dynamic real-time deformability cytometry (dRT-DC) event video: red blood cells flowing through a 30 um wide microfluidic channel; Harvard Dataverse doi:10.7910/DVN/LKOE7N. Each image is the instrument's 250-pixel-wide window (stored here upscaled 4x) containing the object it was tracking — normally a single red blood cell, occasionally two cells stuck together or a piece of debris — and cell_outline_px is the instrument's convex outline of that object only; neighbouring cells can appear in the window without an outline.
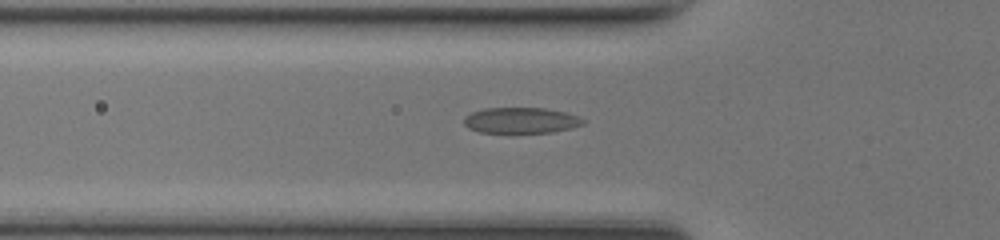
{"species": "common noctule bat (a hibernating species)", "species_latin": "Nyctalus noctula", "temperature_condition": "room temperature", "stored_images_in_passage": 31, "camera_frame_rate_fps": 3000, "um_per_image_px": 0.085, "animal": {"sex": "female", "body_mass_g": 17.0, "forearm_length_mm": 48.0}, "frame": {"image": 1, "passage_image": 5, "time_ms": 1.333, "image_size_px": [1000, 240], "cell_outline_px": [[584, 124], [572, 128], [552, 132], [512, 136], [508, 136], [480, 132], [468, 128], [464, 124], [464, 116], [472, 112], [484, 108], [544, 108], [564, 112], [576, 116], [584, 120]], "centroid_in_image_um": [44.22, 10.29], "position_along_channel_um": 81.6, "area_um2": 18.84}}
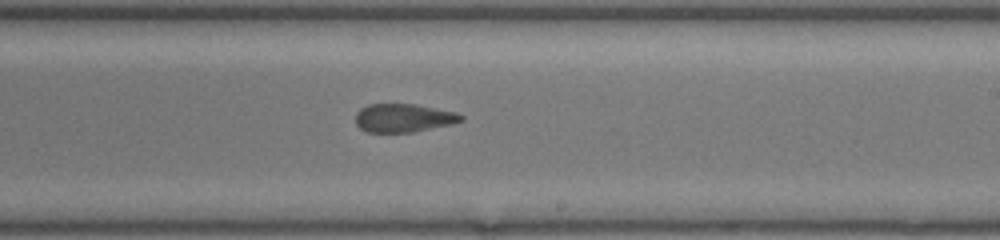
{"frame": {"image": 2, "passage_image": 17, "time_ms": 5.333, "image_size_px": [1000, 240], "cell_outline_px": [[464, 120], [448, 124], [412, 132], [368, 132], [360, 128], [356, 124], [356, 112], [360, 108], [368, 104], [416, 104], [456, 112], [464, 116]], "centroid_in_image_um": [34.27, 10.01], "position_along_channel_um": 254.7, "area_um2": 17.34}}
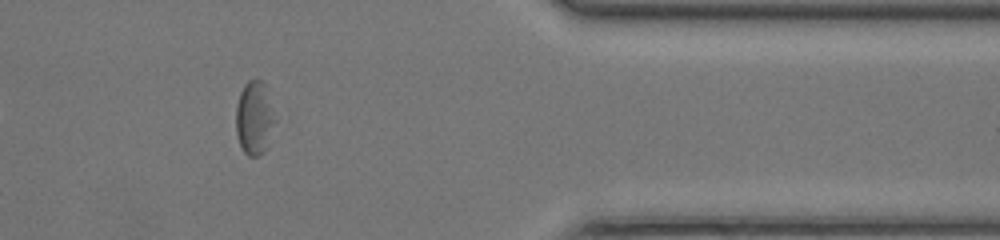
{"frame": {"image": 3, "passage_image": 28, "time_ms": 9.0, "image_size_px": [1000, 240], "cell_outline_px": [[276, 120], [268, 148], [264, 152], [256, 156], [248, 156], [244, 152], [240, 144], [236, 132], [236, 104], [240, 92], [244, 84], [248, 80], [260, 80], [264, 84]], "centroid_in_image_um": [21.62, 10.06], "position_along_channel_um": 389.8, "area_um2": 16.82}}